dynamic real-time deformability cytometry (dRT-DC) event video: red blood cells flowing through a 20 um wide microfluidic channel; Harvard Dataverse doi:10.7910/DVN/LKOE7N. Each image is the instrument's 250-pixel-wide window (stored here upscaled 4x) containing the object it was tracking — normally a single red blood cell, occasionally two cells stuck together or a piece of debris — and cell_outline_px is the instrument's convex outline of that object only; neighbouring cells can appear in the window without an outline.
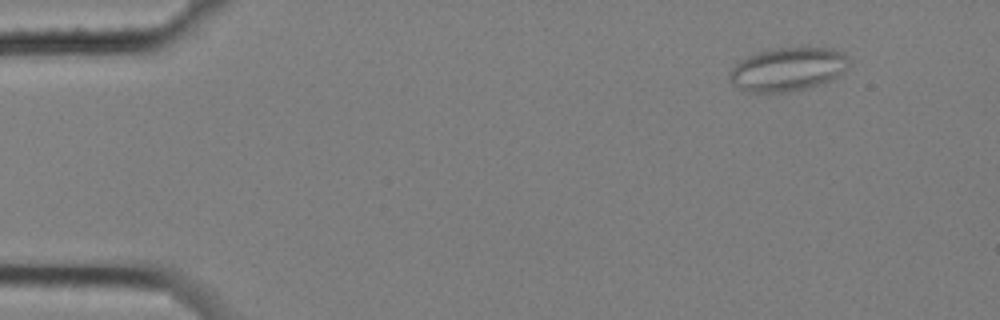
{"species": "common noctule bat (a hibernating species)", "species_latin": "Nyctalus noctula", "temperature_condition": "cold", "stored_images_in_passage": 5, "camera_frame_rate_fps": 3000, "um_per_image_px": 0.085, "animal": {"sex": "female", "body_mass_g": 25.1}, "frame": {"image": 1, "passage_image": 1, "time_ms": 0.0, "image_size_px": [1000, 320], "cell_outline_px": [[852, 64], [848, 68], [836, 76], [828, 80], [808, 88], [788, 92], [748, 92], [736, 88], [732, 84], [728, 76], [728, 72], [740, 60], [756, 52], [772, 48], [832, 48], [844, 52], [852, 60]], "centroid_in_image_um": [66.96, 5.88], "position_along_channel_um": 18.0, "area_um2": 30.63}}
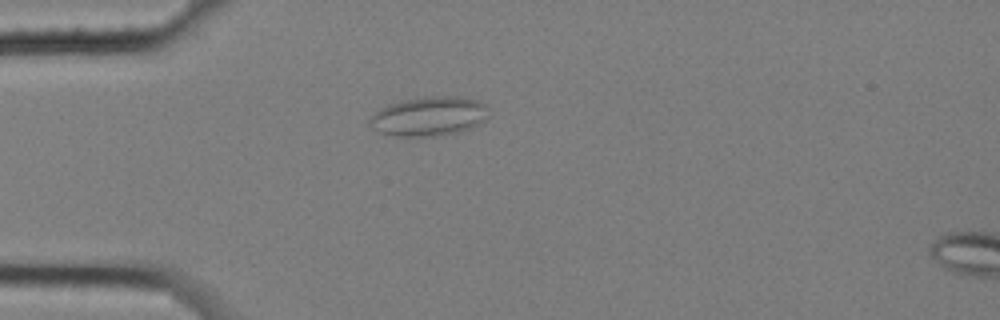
{"frame": {"image": 2, "passage_image": 4, "time_ms": 1.0, "image_size_px": [1000, 320], "cell_outline_px": [[488, 116], [484, 120], [472, 128], [460, 132], [436, 136], [396, 136], [380, 132], [372, 128], [368, 124], [368, 120], [380, 108], [388, 104], [404, 100], [424, 96], [460, 96], [480, 100], [488, 108]], "centroid_in_image_um": [36.48, 9.88], "position_along_channel_um": 48.5, "area_um2": 27.51}}